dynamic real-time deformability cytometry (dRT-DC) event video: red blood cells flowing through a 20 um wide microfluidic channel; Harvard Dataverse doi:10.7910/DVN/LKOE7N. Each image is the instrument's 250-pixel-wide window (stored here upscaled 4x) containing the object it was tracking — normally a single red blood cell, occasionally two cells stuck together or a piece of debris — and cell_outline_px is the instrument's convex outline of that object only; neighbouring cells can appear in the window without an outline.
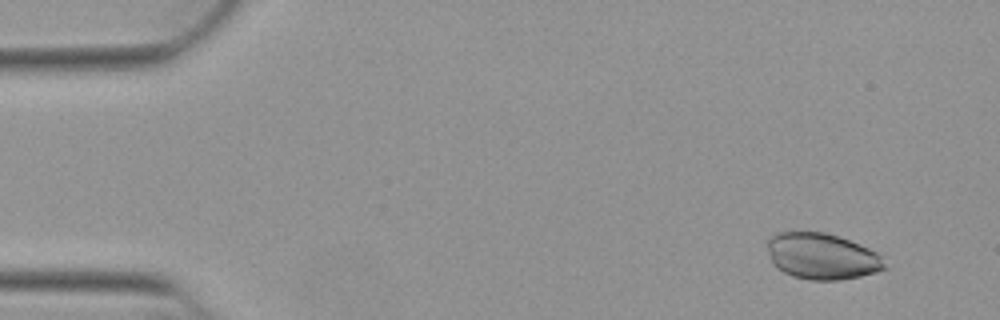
{"species": "Egyptian fruit bat (a non-hibernating species)", "species_latin": "Rousettus aegyptiacus", "temperature_condition": "warm", "stored_images_in_passage": 52, "camera_frame_rate_fps": 3000, "um_per_image_px": 0.085, "animal": {"sex": "female"}, "frame": {"image": 1, "passage_image": 4, "time_ms": 1.0, "image_size_px": [1000, 320], "cell_outline_px": [[888, 268], [876, 272], [860, 276], [840, 280], [812, 280], [792, 276], [776, 268], [772, 264], [764, 240], [776, 232], [824, 232], [848, 240], [868, 248], [876, 252], [880, 256]], "centroid_in_image_um": [69.8, 21.78], "position_along_channel_um": 15.2, "area_um2": 31.73}}
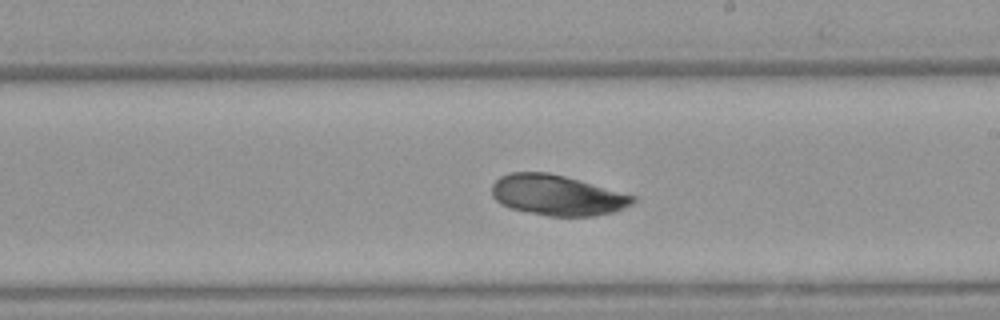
{"frame": {"image": 2, "passage_image": 30, "time_ms": 9.667, "image_size_px": [1000, 320], "cell_outline_px": [[636, 200], [632, 204], [616, 212], [592, 216], [548, 216], [512, 208], [496, 200], [492, 196], [492, 184], [500, 176], [508, 172], [548, 172], [564, 176], [636, 196]], "centroid_in_image_um": [47.37, 16.59], "position_along_channel_um": 241.6, "area_um2": 33.06}}
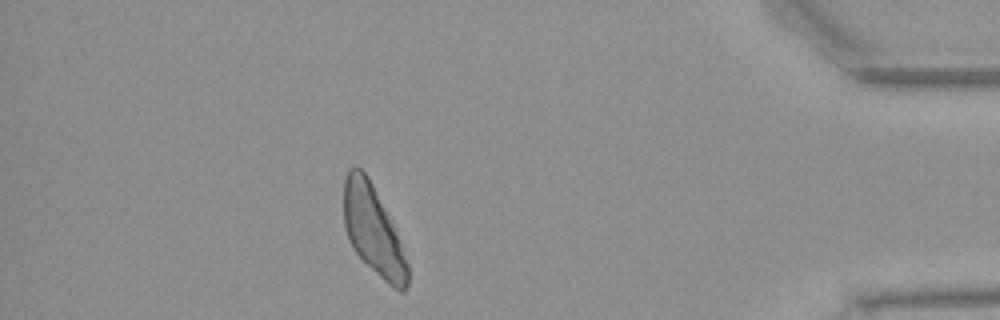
{"frame": {"image": 3, "passage_image": 46, "time_ms": 15.0, "image_size_px": [1000, 320], "cell_outline_px": [[408, 284], [404, 292], [400, 292], [388, 284], [356, 252], [348, 240], [344, 228], [344, 180], [348, 168], [352, 164], [356, 164], [368, 176], [392, 220], [408, 264]], "centroid_in_image_um": [31.71, 19.53], "position_along_channel_um": 403.5, "area_um2": 33.06}}